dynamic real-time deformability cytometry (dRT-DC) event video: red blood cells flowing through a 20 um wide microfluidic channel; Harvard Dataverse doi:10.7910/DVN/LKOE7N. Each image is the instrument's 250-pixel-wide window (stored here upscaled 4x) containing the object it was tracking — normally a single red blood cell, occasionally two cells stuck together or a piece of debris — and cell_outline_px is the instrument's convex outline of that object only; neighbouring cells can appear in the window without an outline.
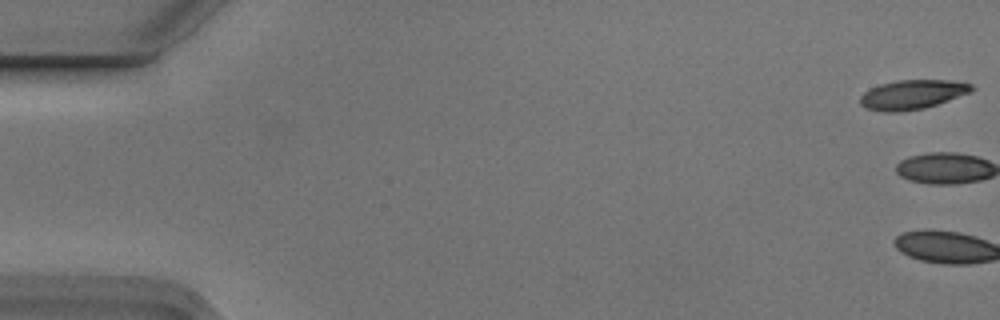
{"species": "Egyptian fruit bat (a non-hibernating species)", "species_latin": "Rousettus aegyptiacus", "temperature_condition": "cold", "stored_images_in_passage": 5, "camera_frame_rate_fps": 3000, "um_per_image_px": 0.085, "animal": {"sex": "male"}, "frame": {"image": 1, "passage_image": 1, "time_ms": 0.0, "image_size_px": [1000, 320], "cell_outline_px": [[976, 88], [972, 92], [924, 108], [896, 112], [884, 112], [864, 108], [860, 104], [860, 96], [864, 92], [880, 84], [896, 80], [948, 80], [972, 84]], "centroid_in_image_um": [77.54, 8.03], "position_along_channel_um": 7.5, "area_um2": 19.07}}